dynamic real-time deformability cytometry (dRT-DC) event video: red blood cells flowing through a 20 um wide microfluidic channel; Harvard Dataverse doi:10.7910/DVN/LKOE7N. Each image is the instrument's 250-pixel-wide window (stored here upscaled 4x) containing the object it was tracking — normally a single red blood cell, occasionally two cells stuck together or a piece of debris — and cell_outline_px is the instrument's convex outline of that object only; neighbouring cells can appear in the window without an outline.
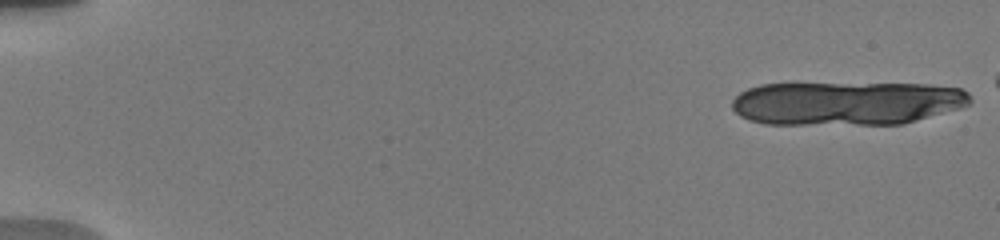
{"species": "human", "species_latin": "Homo sapiens", "temperature_condition": "warm", "stored_images_in_passage": 12, "camera_frame_rate_fps": 3000, "um_per_image_px": 0.085, "donor": {"sex": "male"}, "frame": {"image": 1, "passage_image": 1, "time_ms": 0.0, "image_size_px": [1000, 240], "cell_outline_px": [[972, 100], [968, 104], [960, 108], [904, 124], [764, 124], [748, 120], [740, 116], [732, 108], [732, 100], [740, 92], [748, 88], [760, 84], [928, 84], [960, 88], [968, 92]], "centroid_in_image_um": [71.96, 8.78], "position_along_channel_um": 13.0, "area_um2": 60.81}}